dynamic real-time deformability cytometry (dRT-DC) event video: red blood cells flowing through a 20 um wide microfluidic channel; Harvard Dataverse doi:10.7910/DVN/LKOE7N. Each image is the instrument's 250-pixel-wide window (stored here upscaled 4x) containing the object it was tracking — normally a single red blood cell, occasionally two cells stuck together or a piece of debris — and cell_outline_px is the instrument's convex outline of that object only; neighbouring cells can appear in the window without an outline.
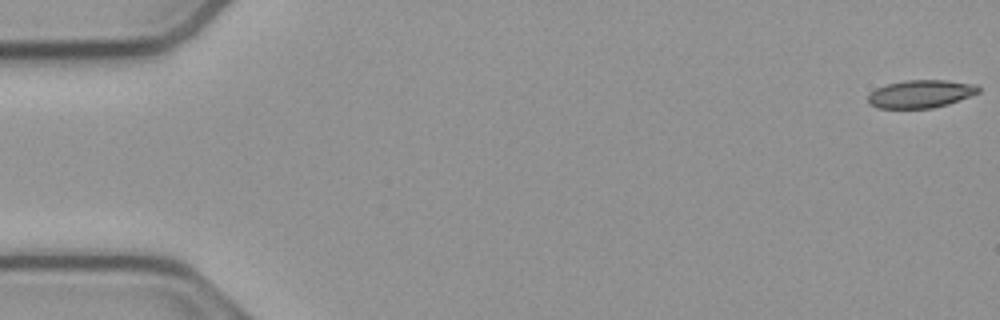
{"species": "common noctule bat (a hibernating species)", "species_latin": "Nyctalus noctula", "temperature_condition": "cold", "stored_images_in_passage": 54, "camera_frame_rate_fps": 3000, "um_per_image_px": 0.085, "animal": {"sex": "male", "body_mass_g": 23.1, "forearm_length_mm": 52.7}, "frame": {"image": 1, "passage_image": 1, "time_ms": 0.0, "image_size_px": [1000, 320], "cell_outline_px": [[980, 92], [948, 104], [932, 108], [876, 108], [868, 104], [868, 96], [876, 88], [888, 84], [904, 80], [948, 80], [976, 84], [980, 88]], "centroid_in_image_um": [78.26, 7.98], "position_along_channel_um": 6.7, "area_um2": 17.98}}
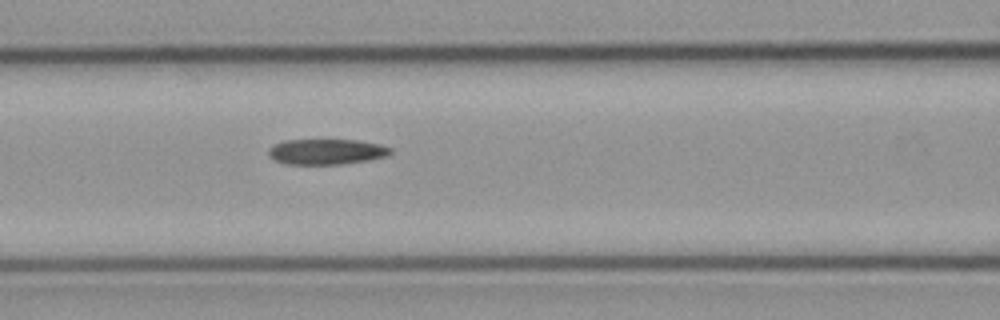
{"frame": {"image": 2, "passage_image": 23, "time_ms": 7.333, "image_size_px": [1000, 320], "cell_outline_px": [[392, 152], [388, 156], [368, 160], [344, 164], [284, 164], [272, 160], [268, 156], [268, 148], [272, 144], [284, 140], [356, 140], [380, 144], [392, 148]], "centroid_in_image_um": [27.71, 12.9], "position_along_channel_um": 138.9, "area_um2": 18.44}}
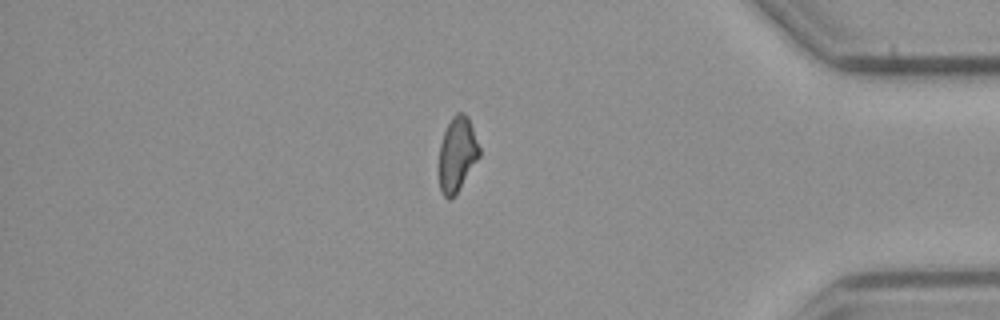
{"frame": {"image": 3, "passage_image": 46, "time_ms": 15.0, "image_size_px": [1000, 320], "cell_outline_px": [[480, 156], [456, 192], [448, 200], [444, 196], [440, 188], [440, 144], [444, 132], [452, 116], [456, 112], [464, 112], [468, 116], [480, 148]], "centroid_in_image_um": [38.87, 13.05], "position_along_channel_um": 396.3, "area_um2": 17.11}, "authors_computed_cell_mechanics": {"area_um2": 18.5249, "velocity_mm_per_s": 3.8012, "shape_relaxation_time_tau1_ms": null, "shape_relaxation_time_tau2_ms": 11.1835, "deformation_change_tau1": null, "deformation_change_tau2": 0.1897}}